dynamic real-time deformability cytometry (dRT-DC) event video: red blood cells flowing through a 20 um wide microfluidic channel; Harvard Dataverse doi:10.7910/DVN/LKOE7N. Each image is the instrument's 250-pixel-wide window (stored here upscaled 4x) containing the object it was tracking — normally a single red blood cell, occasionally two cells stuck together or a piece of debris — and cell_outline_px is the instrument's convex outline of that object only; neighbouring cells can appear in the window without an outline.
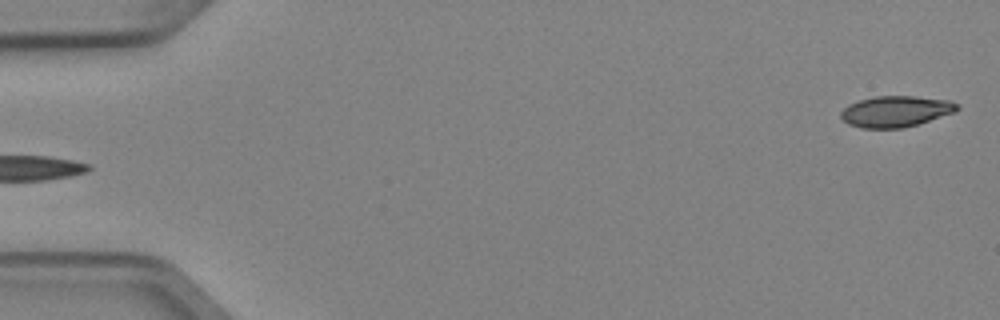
{"species": "Egyptian fruit bat (a non-hibernating species)", "species_latin": "Rousettus aegyptiacus", "temperature_condition": "cold", "stored_images_in_passage": 5, "camera_frame_rate_fps": 3000, "um_per_image_px": 0.085, "animal": {"sex": "female"}, "frame": {"image": 1, "passage_image": 5, "time_ms": 1.333, "image_size_px": [1000, 320], "cell_outline_px": [[960, 108], [956, 112], [904, 128], [860, 128], [848, 124], [840, 116], [840, 112], [848, 104], [860, 100], [876, 96], [916, 96], [952, 100], [960, 104]], "centroid_in_image_um": [76.18, 9.46], "position_along_channel_um": 8.8, "area_um2": 21.27}}